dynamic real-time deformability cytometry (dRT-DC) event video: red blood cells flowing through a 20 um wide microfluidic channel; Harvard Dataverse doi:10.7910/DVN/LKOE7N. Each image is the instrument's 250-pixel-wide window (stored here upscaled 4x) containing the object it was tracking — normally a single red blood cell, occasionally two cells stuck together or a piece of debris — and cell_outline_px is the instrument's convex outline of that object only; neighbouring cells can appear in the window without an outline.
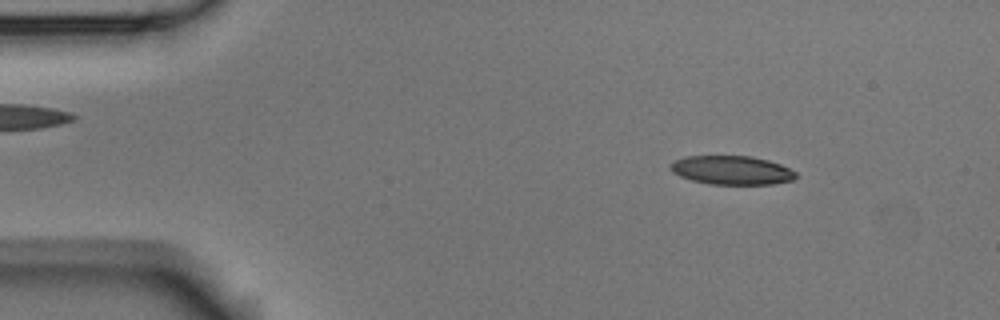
{"species": "Egyptian fruit bat (a non-hibernating species)", "species_latin": "Rousettus aegyptiacus", "temperature_condition": "room temperature", "stored_images_in_passage": 4, "camera_frame_rate_fps": 3000, "um_per_image_px": 0.085, "animal": {"sex": "male"}, "frame": {"image": 1, "passage_image": 1, "time_ms": 0.0, "image_size_px": [1000, 320], "cell_outline_px": [[796, 176], [792, 180], [772, 184], [708, 184], [692, 180], [680, 176], [672, 172], [672, 164], [676, 160], [684, 156], [752, 156], [768, 160], [780, 164], [796, 172]], "centroid_in_image_um": [62.21, 14.46], "position_along_channel_um": 22.8, "area_um2": 20.87}}
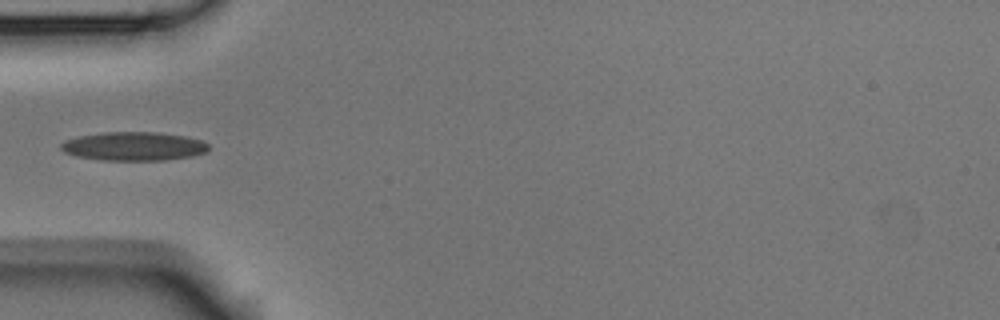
{"frame": {"image": 2, "passage_image": 4, "time_ms": 1.0, "image_size_px": [1000, 320], "cell_outline_px": [[208, 148], [204, 152], [192, 156], [164, 160], [100, 160], [76, 156], [64, 152], [60, 148], [60, 144], [64, 140], [80, 136], [104, 132], [160, 132], [188, 136], [200, 140], [208, 144]], "centroid_in_image_um": [11.35, 12.43], "position_along_channel_um": 73.7, "area_um2": 24.74}}